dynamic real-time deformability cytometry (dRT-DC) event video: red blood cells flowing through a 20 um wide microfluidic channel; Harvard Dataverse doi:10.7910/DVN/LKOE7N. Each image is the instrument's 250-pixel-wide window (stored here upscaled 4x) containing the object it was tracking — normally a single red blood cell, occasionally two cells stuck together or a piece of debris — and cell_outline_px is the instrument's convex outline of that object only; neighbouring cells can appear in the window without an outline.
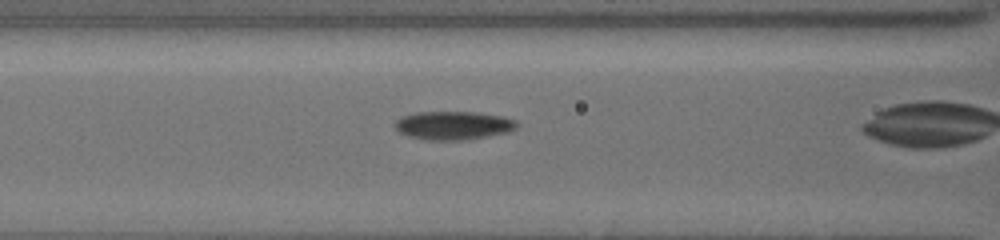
{"species": "common noctule bat (a hibernating species)", "species_latin": "Nyctalus noctula", "temperature_condition": "cold", "stored_images_in_passage": 7, "camera_frame_rate_fps": 3000, "um_per_image_px": 0.085, "animal": {"sex": "female", "body_mass_g": 19.5, "forearm_length_mm": 54.1}, "frame": {"image": 1, "passage_image": 3, "time_ms": 0.667, "image_size_px": [1000, 240], "cell_outline_px": [[516, 128], [508, 132], [488, 136], [464, 140], [428, 140], [408, 136], [400, 132], [396, 128], [396, 120], [400, 116], [416, 112], [472, 112], [500, 116], [516, 120]], "centroid_in_image_um": [38.5, 10.66], "position_along_channel_um": 128.1, "area_um2": 20.06}}